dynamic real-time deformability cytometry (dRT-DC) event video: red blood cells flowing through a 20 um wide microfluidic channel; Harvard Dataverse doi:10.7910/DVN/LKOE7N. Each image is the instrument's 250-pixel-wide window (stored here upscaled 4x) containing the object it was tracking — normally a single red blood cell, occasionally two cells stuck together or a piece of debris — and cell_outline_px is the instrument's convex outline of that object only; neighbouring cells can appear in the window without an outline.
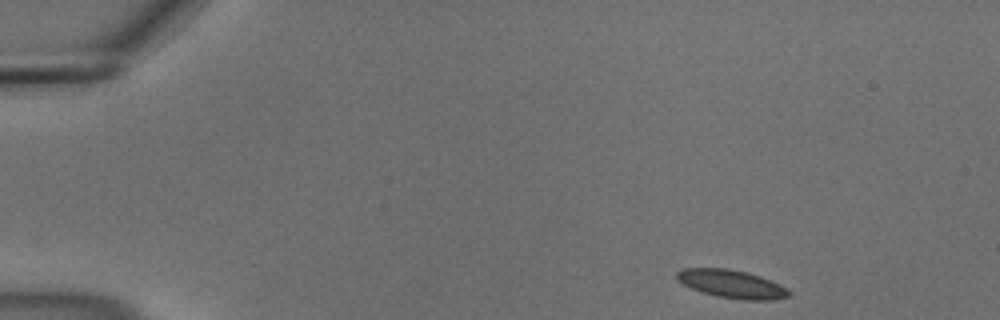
{"species": "common noctule bat (a hibernating species)", "species_latin": "Nyctalus noctula", "temperature_condition": "cold", "stored_images_in_passage": 49, "camera_frame_rate_fps": 3000, "um_per_image_px": 0.085, "animal": {"sex": "male", "body_mass_g": 18.8}, "frame": {"image": 1, "passage_image": 1, "time_ms": 0.0, "image_size_px": [1000, 320], "cell_outline_px": [[792, 296], [772, 300], [740, 300], [716, 296], [692, 288], [676, 280], [676, 272], [684, 268], [728, 268], [748, 272], [760, 276], [780, 284], [788, 288], [792, 292]], "centroid_in_image_um": [62.24, 24.14], "position_along_channel_um": 22.8, "area_um2": 18.61}}
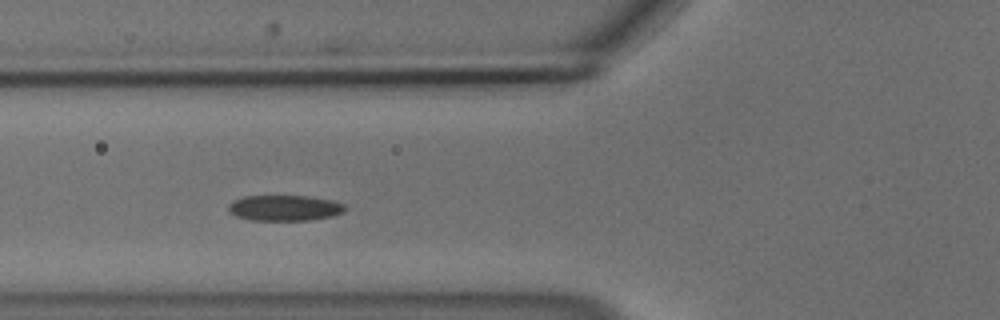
{"frame": {"image": 2, "passage_image": 15, "time_ms": 4.667, "image_size_px": [1000, 320], "cell_outline_px": [[348, 208], [344, 212], [332, 216], [308, 220], [252, 220], [236, 216], [228, 212], [228, 204], [232, 200], [244, 196], [308, 196], [332, 200], [344, 204]], "centroid_in_image_um": [24.18, 17.67], "position_along_channel_um": 101.6, "area_um2": 17.57}}
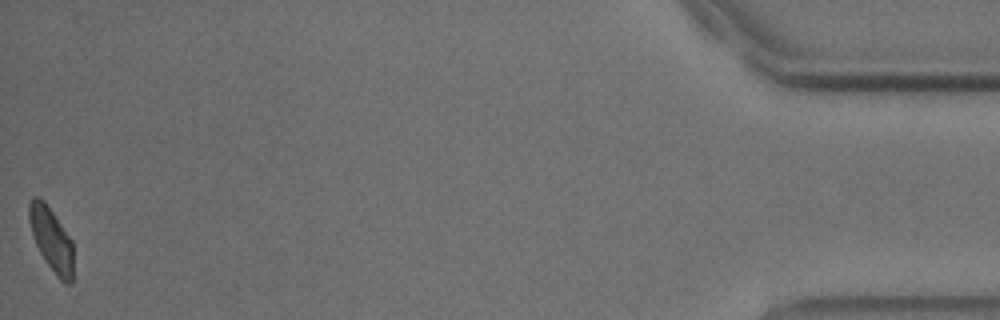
{"frame": {"image": 3, "passage_image": 49, "time_ms": 16.0, "image_size_px": [1000, 320], "cell_outline_px": [[72, 280], [68, 284], [60, 280], [56, 276], [44, 260], [36, 244], [28, 220], [28, 204], [32, 196], [36, 196], [44, 200], [72, 240]], "centroid_in_image_um": [4.34, 20.32], "position_along_channel_um": 430.9, "area_um2": 16.3}, "authors_computed_cell_mechanics": {"area_um2": 17.8024, "velocity_mm_per_s": 3.6691, "shape_relaxation_time_tau1_ms": 3.7823, "shape_relaxation_time_tau2_ms": null, "deformation_change_tau1": 0.098, "deformation_change_tau2": null}}